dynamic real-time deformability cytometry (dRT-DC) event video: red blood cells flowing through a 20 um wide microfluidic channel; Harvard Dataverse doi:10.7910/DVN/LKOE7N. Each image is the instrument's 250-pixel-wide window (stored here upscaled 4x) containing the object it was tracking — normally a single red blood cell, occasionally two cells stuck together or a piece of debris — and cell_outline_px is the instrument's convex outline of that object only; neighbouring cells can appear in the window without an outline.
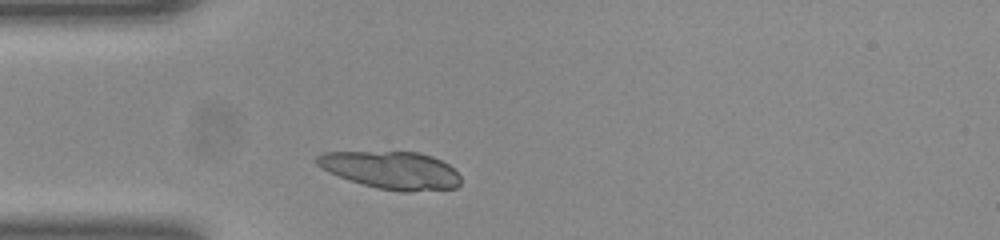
{"species": "common noctule bat (a hibernating species)", "species_latin": "Nyctalus noctula", "temperature_condition": "room temperature", "stored_images_in_passage": 27, "camera_frame_rate_fps": 3000, "um_per_image_px": 0.085, "animal": {"sex": "female", "body_mass_g": 23.0, "forearm_length_mm": 53.4}, "frame": {"image": 1, "passage_image": 1, "time_ms": 0.0, "image_size_px": [1000, 240], "cell_outline_px": [[460, 184], [456, 188], [412, 192], [400, 192], [380, 188], [348, 180], [328, 172], [316, 164], [316, 156], [324, 152], [420, 152], [432, 156], [448, 164], [460, 176]], "centroid_in_image_um": [33.27, 14.47], "position_along_channel_um": 51.7, "area_um2": 31.5}}
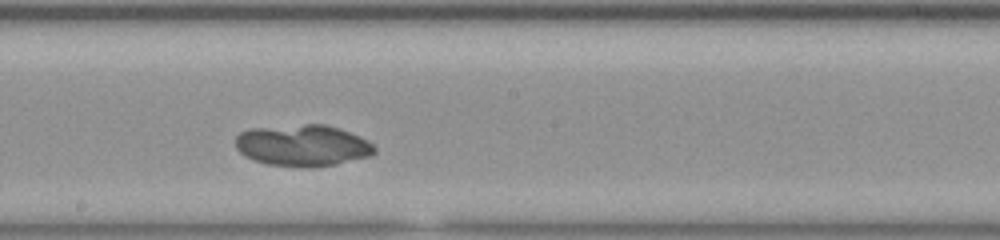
{"frame": {"image": 2, "passage_image": 15, "time_ms": 4.667, "image_size_px": [1000, 240], "cell_outline_px": [[376, 152], [368, 156], [336, 164], [308, 168], [268, 164], [252, 160], [244, 156], [236, 148], [236, 136], [240, 132], [252, 128], [304, 124], [324, 124], [348, 132], [368, 140], [376, 148]], "centroid_in_image_um": [25.7, 12.37], "position_along_channel_um": 222.5, "area_um2": 33.52}}
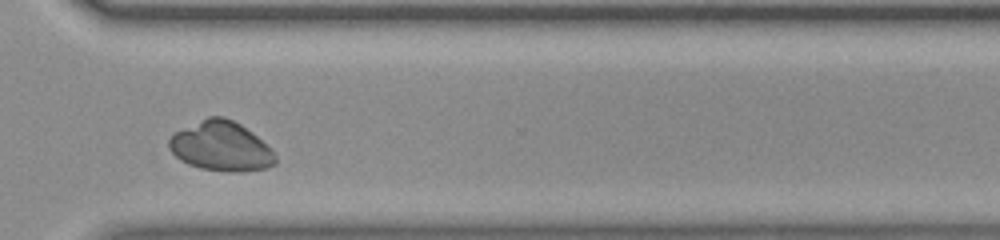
{"frame": {"image": 3, "passage_image": 25, "time_ms": 8.0, "image_size_px": [1000, 240], "cell_outline_px": [[276, 164], [264, 168], [240, 172], [228, 172], [200, 168], [188, 164], [180, 160], [168, 148], [168, 140], [172, 132], [208, 116], [224, 116], [240, 124], [256, 136], [276, 156]], "centroid_in_image_um": [18.72, 12.43], "position_along_channel_um": 351.9, "area_um2": 30.69}}